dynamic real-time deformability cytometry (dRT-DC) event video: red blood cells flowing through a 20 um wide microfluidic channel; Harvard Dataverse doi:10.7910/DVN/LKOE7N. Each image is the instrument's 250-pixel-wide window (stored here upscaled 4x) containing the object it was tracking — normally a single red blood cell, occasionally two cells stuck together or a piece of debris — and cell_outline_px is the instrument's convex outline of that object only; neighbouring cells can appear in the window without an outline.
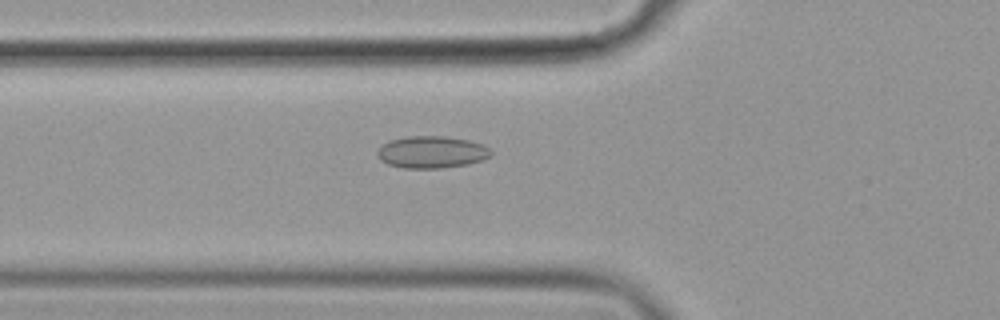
{"species": "common noctule bat (a hibernating species)", "species_latin": "Nyctalus noctula", "temperature_condition": "cold", "stored_images_in_passage": 57, "camera_frame_rate_fps": 3000, "um_per_image_px": 0.085, "animal": {"sex": "female", "body_mass_g": 19.9}, "frame": {"image": 1, "passage_image": 21, "time_ms": 6.667, "image_size_px": [1000, 320], "cell_outline_px": [[492, 152], [484, 160], [468, 164], [440, 168], [404, 168], [388, 164], [380, 160], [376, 156], [376, 152], [388, 140], [404, 136], [448, 136], [468, 140], [484, 144]], "centroid_in_image_um": [36.67, 12.92], "position_along_channel_um": 89.1, "area_um2": 21.39}}
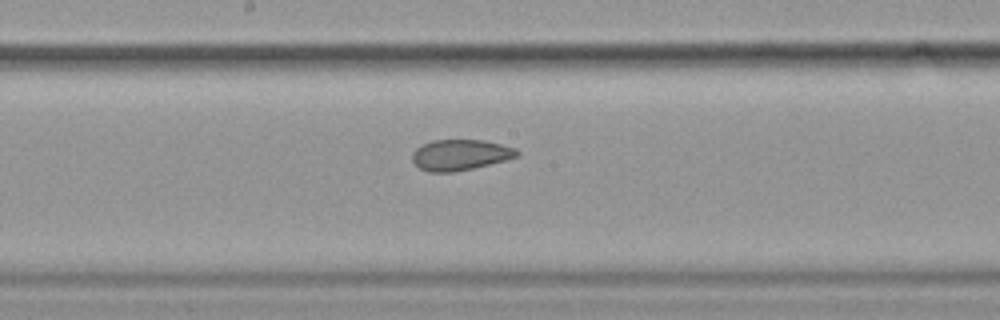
{"frame": {"image": 2, "passage_image": 31, "time_ms": 10.0, "image_size_px": [1000, 320], "cell_outline_px": [[520, 152], [516, 156], [504, 160], [472, 168], [452, 172], [428, 172], [420, 168], [412, 160], [412, 152], [420, 144], [432, 140], [484, 140], [516, 148]], "centroid_in_image_um": [39.07, 13.15], "position_along_channel_um": 209.1, "area_um2": 18.67}}
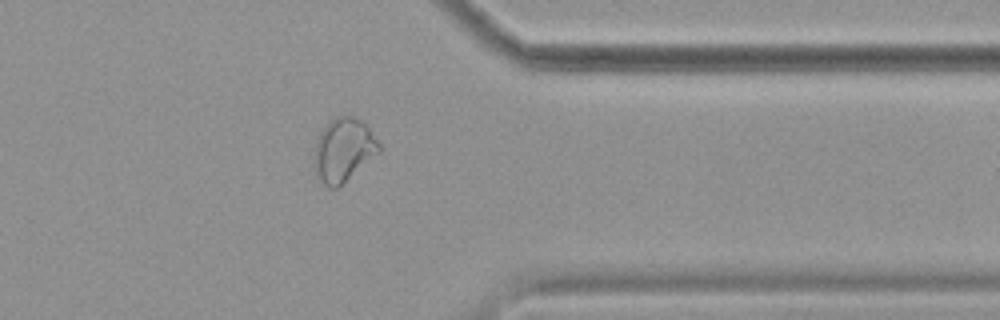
{"frame": {"image": 3, "passage_image": 46, "time_ms": 15.0, "image_size_px": [1000, 320], "cell_outline_px": [[380, 152], [336, 188], [328, 188], [316, 176], [316, 140], [324, 124], [328, 120], [336, 116], [352, 116], [360, 120], [368, 128], [380, 144]], "centroid_in_image_um": [29.19, 12.72], "position_along_channel_um": 382.2, "area_um2": 23.52}, "authors_computed_cell_mechanics": {"area_um2": 22.253, "velocity_mm_per_s": 3.587, "shape_relaxation_time_tau1_ms": null, "shape_relaxation_time_tau2_ms": 1.6334, "deformation_change_tau1": null, "deformation_change_tau2": 0.0716}}